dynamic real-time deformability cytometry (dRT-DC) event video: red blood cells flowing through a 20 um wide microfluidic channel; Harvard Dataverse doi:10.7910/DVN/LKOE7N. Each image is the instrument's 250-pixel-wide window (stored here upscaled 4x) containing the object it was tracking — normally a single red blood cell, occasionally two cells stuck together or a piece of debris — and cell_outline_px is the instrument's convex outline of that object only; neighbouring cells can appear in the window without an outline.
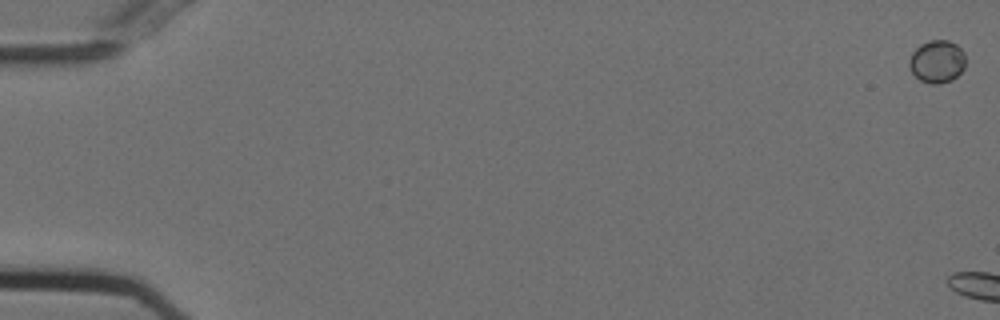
{"species": "Egyptian fruit bat (a non-hibernating species)", "species_latin": "Rousettus aegyptiacus", "temperature_condition": "cold", "stored_images_in_passage": 5, "camera_frame_rate_fps": 3000, "um_per_image_px": 0.085, "animal": {"sex": "female"}, "frame": {"image": 1, "passage_image": 1, "time_ms": 0.0, "image_size_px": [1000, 320], "cell_outline_px": [[964, 68], [952, 80], [940, 84], [932, 84], [920, 80], [912, 72], [908, 64], [908, 60], [912, 52], [920, 44], [928, 40], [948, 40], [956, 44], [964, 52]], "centroid_in_image_um": [79.63, 5.22], "position_along_channel_um": 5.4, "area_um2": 14.05}}